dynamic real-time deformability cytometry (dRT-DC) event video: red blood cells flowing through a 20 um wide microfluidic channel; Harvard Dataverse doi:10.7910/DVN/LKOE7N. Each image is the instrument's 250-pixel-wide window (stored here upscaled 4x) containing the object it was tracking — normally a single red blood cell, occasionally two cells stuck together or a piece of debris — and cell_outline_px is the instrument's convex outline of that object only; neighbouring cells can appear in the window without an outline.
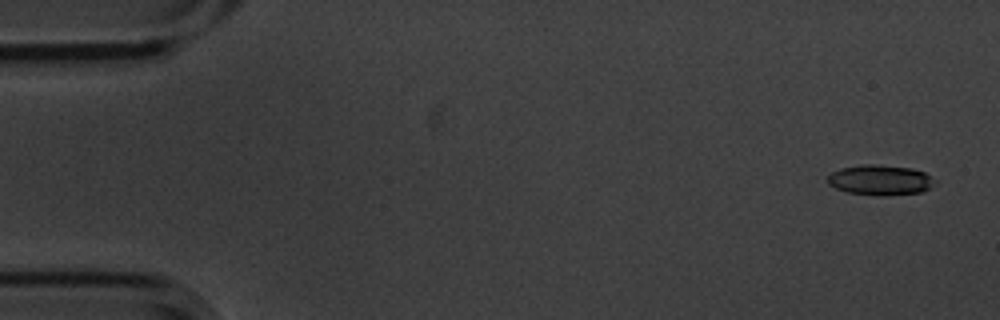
{"species": "common noctule bat (a hibernating species)", "species_latin": "Nyctalus noctula", "temperature_condition": "cold", "stored_images_in_passage": 5, "camera_frame_rate_fps": 3000, "um_per_image_px": 0.085, "animal": {"sex": "male", "body_mass_g": 20.1, "forearm_length_mm": 53.5}, "frame": {"image": 1, "passage_image": 1, "time_ms": 0.0, "image_size_px": [1000, 320], "cell_outline_px": [[936, 184], [920, 192], [884, 196], [880, 196], [848, 192], [836, 188], [828, 184], [828, 176], [832, 172], [840, 168], [864, 164], [872, 164], [912, 168], [924, 172], [936, 180]], "centroid_in_image_um": [74.82, 15.3], "position_along_channel_um": 10.2, "area_um2": 18.84}}